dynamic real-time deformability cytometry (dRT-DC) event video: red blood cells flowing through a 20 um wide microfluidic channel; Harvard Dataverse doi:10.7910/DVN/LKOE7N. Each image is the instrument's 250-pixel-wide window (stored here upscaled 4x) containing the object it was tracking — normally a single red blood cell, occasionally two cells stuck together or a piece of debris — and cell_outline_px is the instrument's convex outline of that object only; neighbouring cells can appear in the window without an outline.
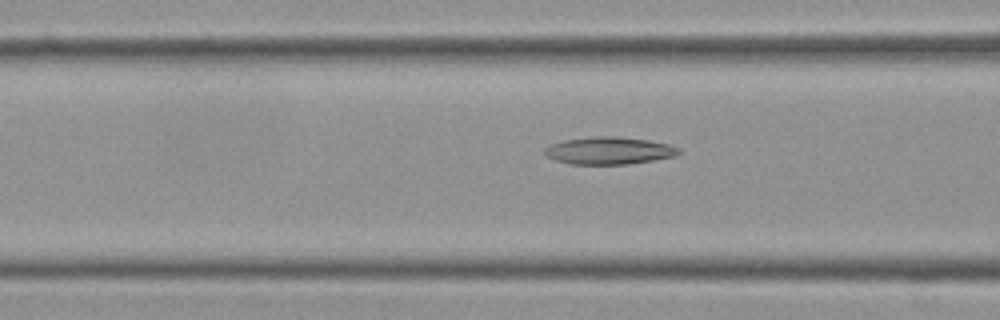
{"species": "Egyptian fruit bat (a non-hibernating species)", "species_latin": "Rousettus aegyptiacus", "temperature_condition": "cold", "stored_images_in_passage": 8, "camera_frame_rate_fps": 3000, "um_per_image_px": 0.085, "frame": {"image": 1, "passage_image": 5, "time_ms": 1.333, "image_size_px": [1000, 320], "cell_outline_px": [[680, 152], [672, 156], [652, 160], [628, 164], [572, 164], [556, 160], [548, 156], [544, 152], [544, 148], [552, 144], [564, 140], [592, 136], [616, 136], [648, 140], [668, 144], [676, 148]], "centroid_in_image_um": [51.72, 12.79], "position_along_channel_um": 114.9, "area_um2": 21.04}}